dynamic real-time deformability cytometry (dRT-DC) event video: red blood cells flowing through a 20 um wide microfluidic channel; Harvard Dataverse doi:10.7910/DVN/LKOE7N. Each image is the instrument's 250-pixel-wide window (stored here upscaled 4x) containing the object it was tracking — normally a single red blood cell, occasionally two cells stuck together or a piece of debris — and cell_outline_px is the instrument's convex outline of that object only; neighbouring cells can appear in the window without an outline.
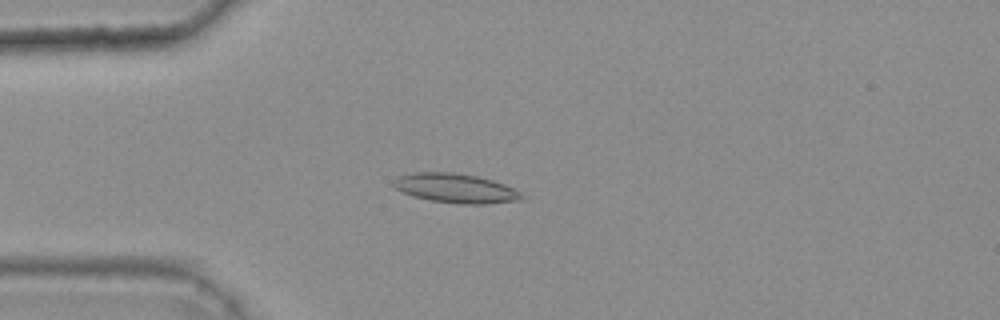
{"species": "common noctule bat (a hibernating species)", "species_latin": "Nyctalus noctula", "temperature_condition": "warm", "stored_images_in_passage": 46, "camera_frame_rate_fps": 3000, "um_per_image_px": 0.085, "animal": {"sex": "female", "body_mass_g": 25.1}, "frame": {"image": 1, "passage_image": 14, "time_ms": 4.333, "image_size_px": [1000, 320], "cell_outline_px": [[528, 196], [520, 200], [488, 204], [460, 204], [432, 200], [412, 196], [396, 188], [392, 184], [392, 180], [396, 176], [412, 172], [452, 172], [476, 176], [492, 180], [504, 184]], "centroid_in_image_um": [38.72, 16.0], "position_along_channel_um": 46.3, "area_um2": 22.02}}
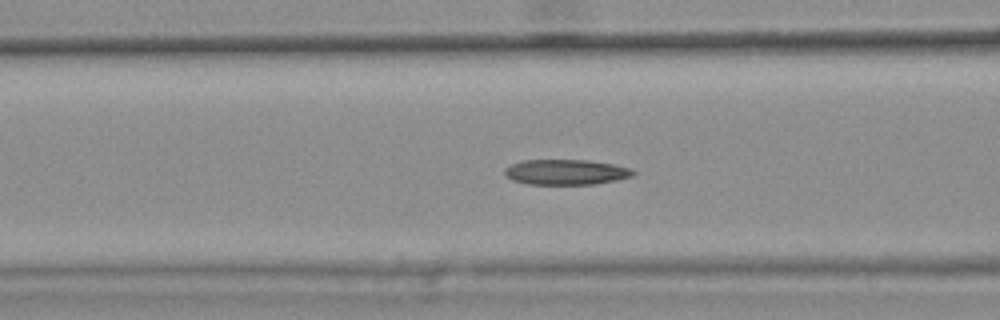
{"frame": {"image": 2, "passage_image": 21, "time_ms": 6.667, "image_size_px": [1000, 320], "cell_outline_px": [[636, 172], [632, 176], [616, 180], [596, 184], [528, 184], [512, 180], [504, 176], [504, 168], [520, 160], [588, 160], [612, 164], [632, 168]], "centroid_in_image_um": [48.08, 14.62], "position_along_channel_um": 118.5, "area_um2": 19.07}}
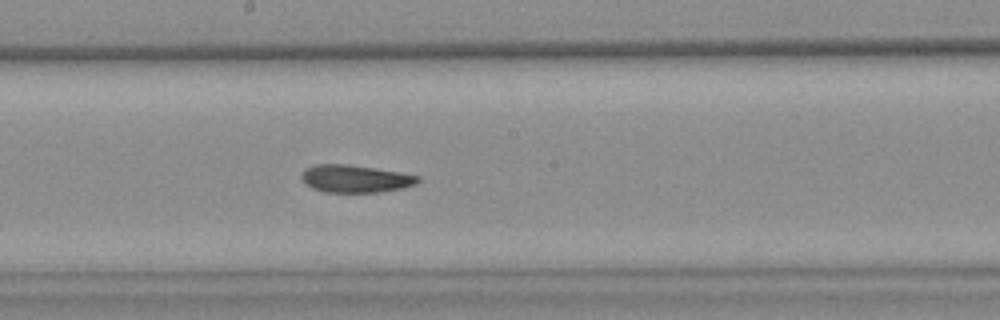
{"frame": {"image": 3, "passage_image": 29, "time_ms": 9.333, "image_size_px": [1000, 320], "cell_outline_px": [[420, 180], [416, 184], [404, 188], [380, 192], [324, 192], [312, 188], [300, 176], [304, 168], [316, 164], [348, 164], [400, 172], [420, 176]], "centroid_in_image_um": [30.21, 15.19], "position_along_channel_um": 218.0, "area_um2": 18.73}, "authors_computed_cell_mechanics": {"area_um2": 19.4786, "velocity_mm_per_s": 3.7428, "shape_relaxation_time_tau1_ms": null, "shape_relaxation_time_tau2_ms": 2.1842, "deformation_change_tau1": null, "deformation_change_tau2": 0.0802}}